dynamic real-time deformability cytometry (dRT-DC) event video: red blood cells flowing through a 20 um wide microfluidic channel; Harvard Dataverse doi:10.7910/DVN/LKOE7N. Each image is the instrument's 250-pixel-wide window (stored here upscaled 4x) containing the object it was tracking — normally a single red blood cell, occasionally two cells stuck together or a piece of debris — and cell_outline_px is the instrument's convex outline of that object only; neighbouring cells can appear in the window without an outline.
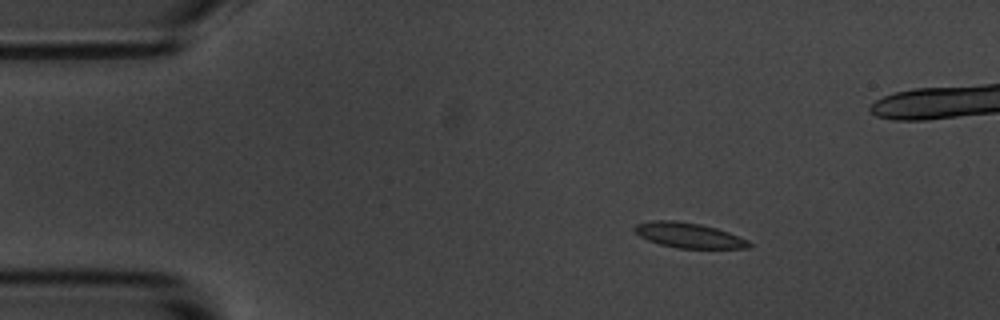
{"species": "common noctule bat (a hibernating species)", "species_latin": "Nyctalus noctula", "temperature_condition": "room temperature", "stored_images_in_passage": 4, "camera_frame_rate_fps": 3000, "um_per_image_px": 0.085, "animal": {"sex": "male", "body_mass_g": 20.1, "forearm_length_mm": 53.5}, "frame": {"image": 1, "passage_image": 1, "time_ms": 0.0, "image_size_px": [1000, 320], "cell_outline_px": [[752, 248], [676, 248], [660, 244], [648, 240], [640, 236], [632, 228], [636, 224], [652, 220], [676, 220], [700, 224], [716, 228], [728, 232], [748, 240], [752, 244]], "centroid_in_image_um": [58.54, 20.0], "position_along_channel_um": 26.5, "area_um2": 16.76}}